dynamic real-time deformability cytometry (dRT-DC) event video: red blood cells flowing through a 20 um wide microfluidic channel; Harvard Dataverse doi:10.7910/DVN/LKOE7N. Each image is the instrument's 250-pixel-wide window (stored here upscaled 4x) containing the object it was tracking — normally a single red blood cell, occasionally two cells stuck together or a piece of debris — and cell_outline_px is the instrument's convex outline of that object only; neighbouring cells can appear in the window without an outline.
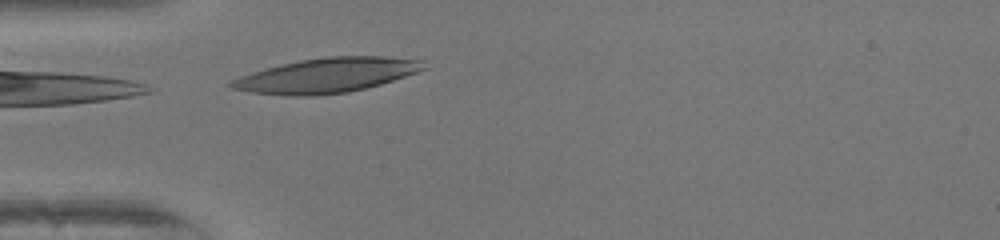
{"species": "human", "species_latin": "Homo sapiens", "temperature_condition": "warm", "stored_images_in_passage": 27, "camera_frame_rate_fps": 3000, "um_per_image_px": 0.085, "donor": {"sex": "female"}, "frame": {"image": 1, "passage_image": 1, "time_ms": 0.0, "image_size_px": [1000, 240], "cell_outline_px": [[428, 68], [380, 84], [348, 92], [308, 96], [292, 96], [252, 92], [232, 88], [224, 84], [240, 76], [252, 72], [280, 64], [300, 60], [328, 56], [384, 56], [424, 60]], "centroid_in_image_um": [27.77, 6.39], "position_along_channel_um": 57.2, "area_um2": 38.73}}
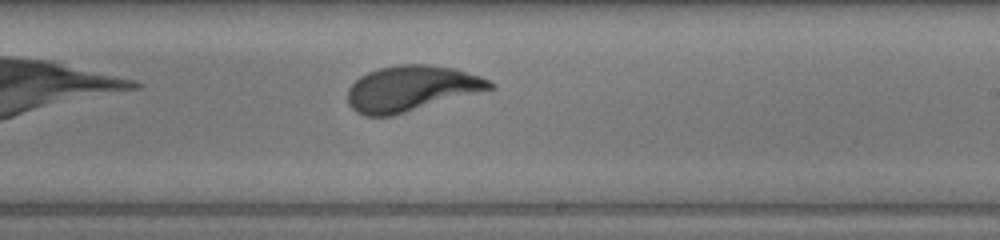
{"frame": {"image": 2, "passage_image": 16, "time_ms": 5.0, "image_size_px": [1000, 240], "cell_outline_px": [[496, 88], [392, 116], [364, 116], [356, 112], [348, 104], [348, 88], [360, 76], [368, 72], [380, 68], [404, 64], [428, 64], [456, 68], [480, 76], [496, 84]], "centroid_in_image_um": [34.98, 7.52], "position_along_channel_um": 254.0, "area_um2": 37.86}}
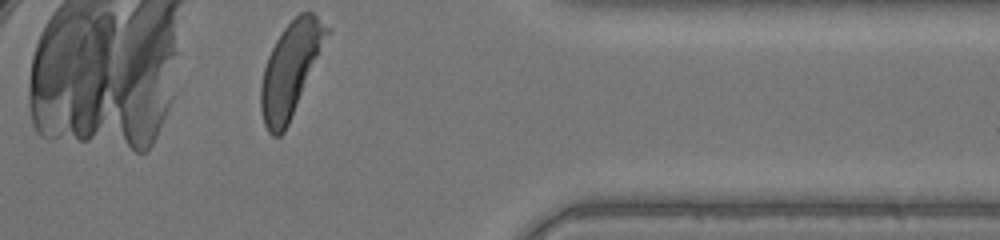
{"frame": {"image": 3, "passage_image": 27, "time_ms": 8.667, "image_size_px": [1000, 240], "cell_outline_px": [[332, 32], [288, 124], [284, 132], [280, 136], [272, 136], [268, 132], [264, 124], [260, 108], [260, 84], [264, 68], [268, 56], [276, 40], [284, 28], [300, 12], [312, 12], [332, 28]], "centroid_in_image_um": [24.73, 5.87], "position_along_channel_um": 386.7, "area_um2": 36.18}, "authors_computed_cell_mechanics": {"area_um2": 37.859, "velocity_mm_per_s": 4.0549, "shape_relaxation_time_tau1_ms": 2.7971, "shape_relaxation_time_tau2_ms": 0.7214, "deformation_change_tau1": 0.1982, "deformation_change_tau2": 0.0716}}